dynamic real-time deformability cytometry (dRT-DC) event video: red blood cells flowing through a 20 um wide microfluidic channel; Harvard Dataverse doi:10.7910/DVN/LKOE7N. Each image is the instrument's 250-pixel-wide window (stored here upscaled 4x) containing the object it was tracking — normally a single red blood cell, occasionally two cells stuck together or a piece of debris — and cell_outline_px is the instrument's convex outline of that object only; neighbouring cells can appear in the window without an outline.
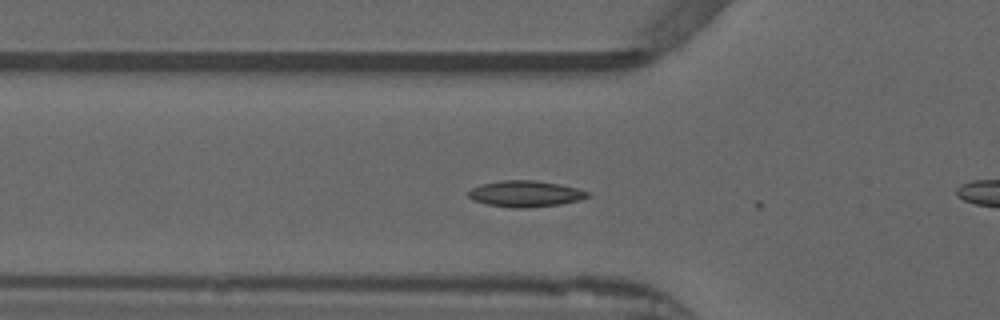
{"species": "common noctule bat (a hibernating species)", "species_latin": "Nyctalus noctula", "temperature_condition": "warm", "stored_images_in_passage": 19, "camera_frame_rate_fps": 3000, "um_per_image_px": 0.085, "animal": {"sex": "male", "forearm_length_mm": 52.5}, "frame": {"image": 1, "passage_image": 16, "time_ms": 5.0, "image_size_px": [1000, 320], "cell_outline_px": [[592, 196], [580, 200], [560, 204], [524, 208], [512, 208], [488, 204], [476, 200], [468, 196], [468, 192], [472, 188], [480, 184], [504, 180], [536, 180], [560, 184], [592, 192]], "centroid_in_image_um": [44.72, 16.46], "position_along_channel_um": 81.1, "area_um2": 18.21}}